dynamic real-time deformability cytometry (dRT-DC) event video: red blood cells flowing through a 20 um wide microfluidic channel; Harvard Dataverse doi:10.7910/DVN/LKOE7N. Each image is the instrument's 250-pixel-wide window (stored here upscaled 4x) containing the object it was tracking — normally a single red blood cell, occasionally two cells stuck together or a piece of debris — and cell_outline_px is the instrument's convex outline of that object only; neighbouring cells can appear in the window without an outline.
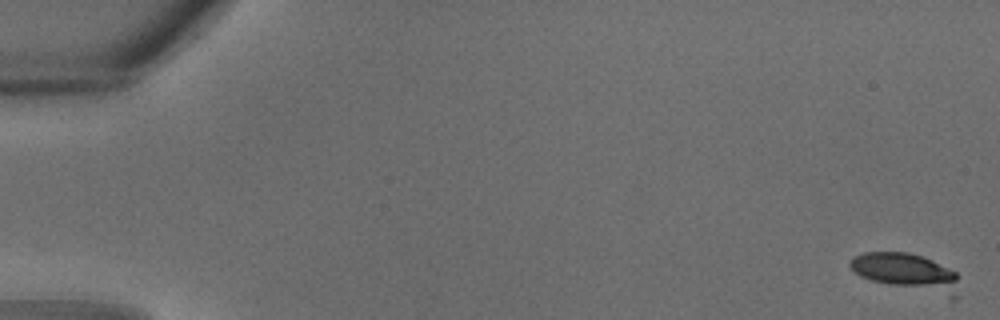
{"species": "common noctule bat (a hibernating species)", "species_latin": "Nyctalus noctula", "temperature_condition": "warm", "stored_images_in_passage": 32, "camera_frame_rate_fps": 3000, "um_per_image_px": 0.085, "animal": {"sex": "male", "body_mass_g": 18.8}, "frame": {"image": 1, "passage_image": 1, "time_ms": 0.0, "image_size_px": [1000, 320], "cell_outline_px": [[956, 280], [948, 284], [888, 284], [872, 280], [860, 276], [848, 264], [852, 256], [864, 252], [908, 252], [932, 260], [956, 272]], "centroid_in_image_um": [76.57, 22.84], "position_along_channel_um": 8.4, "area_um2": 19.36}}
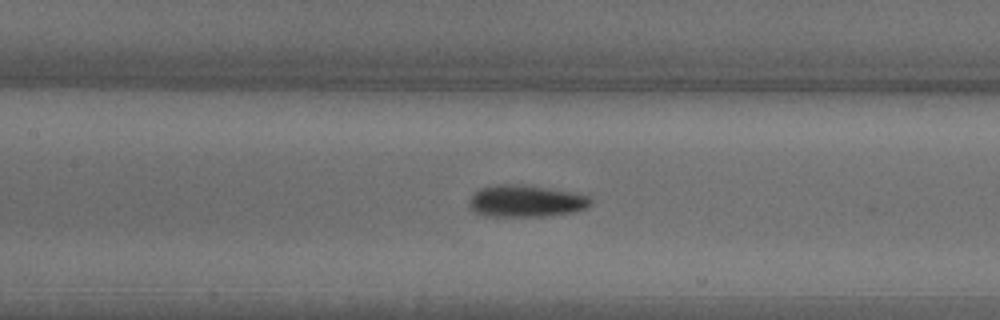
{"frame": {"image": 2, "passage_image": 16, "time_ms": 5.0, "image_size_px": [1000, 320], "cell_outline_px": [[592, 204], [588, 208], [572, 212], [552, 216], [484, 216], [472, 212], [468, 204], [468, 200], [480, 188], [496, 184], [516, 184], [544, 188], [568, 192], [588, 196], [592, 200]], "centroid_in_image_um": [44.66, 17.11], "position_along_channel_um": 162.7, "area_um2": 22.6}}
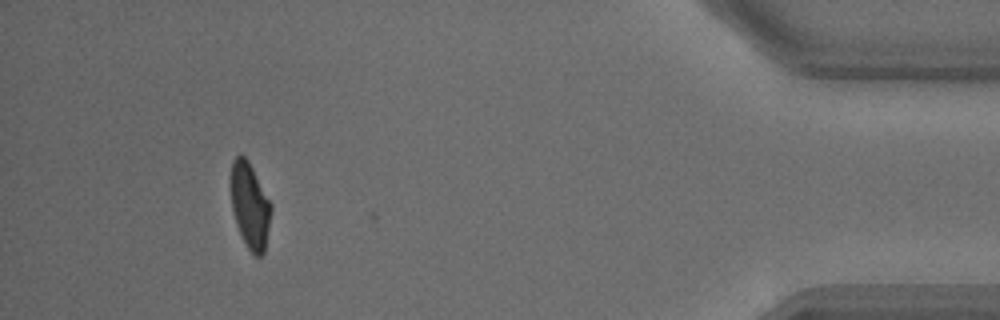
{"frame": {"image": 3, "passage_image": 31, "time_ms": 10.0, "image_size_px": [1000, 320], "cell_outline_px": [[272, 212], [264, 252], [260, 256], [256, 256], [248, 248], [236, 224], [232, 212], [228, 184], [228, 176], [232, 160], [236, 156], [244, 156], [248, 160], [272, 204]], "centroid_in_image_um": [21.2, 17.41], "position_along_channel_um": 414.0, "area_um2": 20.63}}